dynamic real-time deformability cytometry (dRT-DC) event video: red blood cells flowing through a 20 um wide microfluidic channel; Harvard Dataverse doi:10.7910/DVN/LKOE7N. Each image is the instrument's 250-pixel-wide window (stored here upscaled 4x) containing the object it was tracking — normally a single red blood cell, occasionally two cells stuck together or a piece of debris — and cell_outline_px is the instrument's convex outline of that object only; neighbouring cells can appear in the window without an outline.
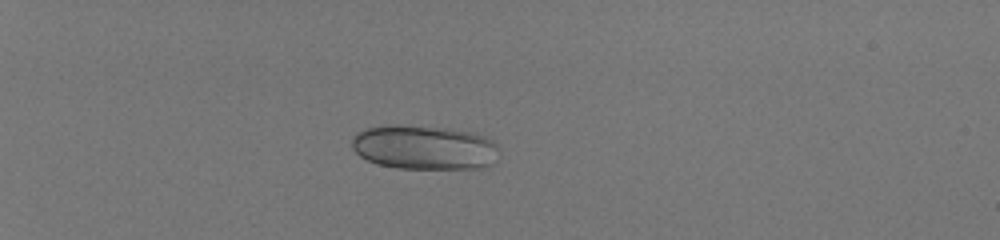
{"species": "human", "species_latin": "Homo sapiens", "temperature_condition": "room temperature", "stored_images_in_passage": 39, "camera_frame_rate_fps": 3000, "um_per_image_px": 0.085, "donor": {"sex": "male"}, "frame": {"image": 1, "passage_image": 2, "time_ms": 0.333, "image_size_px": [1000, 240], "cell_outline_px": [[496, 160], [492, 164], [480, 168], [396, 168], [380, 164], [368, 160], [360, 156], [352, 148], [352, 136], [356, 132], [364, 128], [388, 124], [400, 124], [448, 128], [472, 132], [484, 136], [492, 140], [496, 144]], "centroid_in_image_um": [36.02, 12.5], "position_along_channel_um": 49.0, "area_um2": 38.26}}
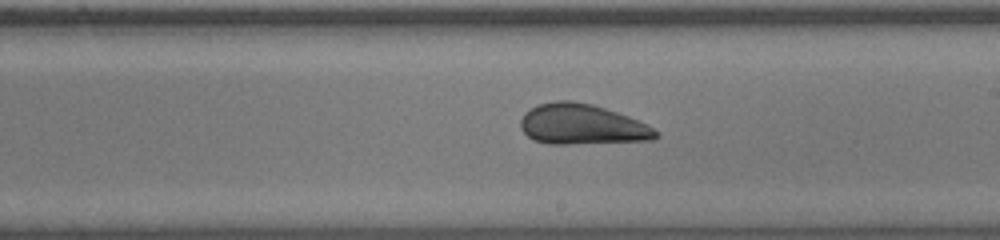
{"frame": {"image": 2, "passage_image": 21, "time_ms": 6.667, "image_size_px": [1000, 240], "cell_outline_px": [[660, 136], [652, 140], [568, 144], [548, 144], [532, 140], [520, 128], [520, 120], [524, 112], [536, 104], [556, 100], [572, 100], [592, 104], [628, 116], [660, 132]], "centroid_in_image_um": [49.41, 10.57], "position_along_channel_um": 239.6, "area_um2": 31.96}}
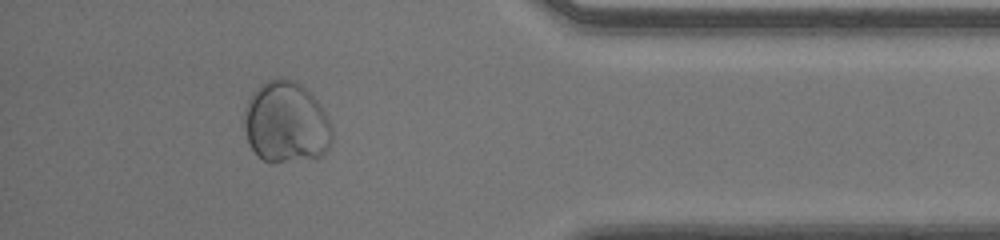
{"frame": {"image": 3, "passage_image": 35, "time_ms": 11.333, "image_size_px": [1000, 240], "cell_outline_px": [[332, 140], [324, 156], [316, 160], [264, 160], [256, 156], [248, 140], [244, 128], [244, 108], [252, 92], [260, 84], [268, 80], [280, 76], [296, 80], [324, 108], [332, 128]], "centroid_in_image_um": [24.33, 10.39], "position_along_channel_um": 410.9, "area_um2": 42.14}, "authors_computed_cell_mechanics": {"area_um2": 33.9864, "velocity_mm_per_s": 4.0638, "shape_relaxation_time_tau1_ms": 10.302, "shape_relaxation_time_tau2_ms": null, "deformation_change_tau1": 0.2319, "deformation_change_tau2": null}}